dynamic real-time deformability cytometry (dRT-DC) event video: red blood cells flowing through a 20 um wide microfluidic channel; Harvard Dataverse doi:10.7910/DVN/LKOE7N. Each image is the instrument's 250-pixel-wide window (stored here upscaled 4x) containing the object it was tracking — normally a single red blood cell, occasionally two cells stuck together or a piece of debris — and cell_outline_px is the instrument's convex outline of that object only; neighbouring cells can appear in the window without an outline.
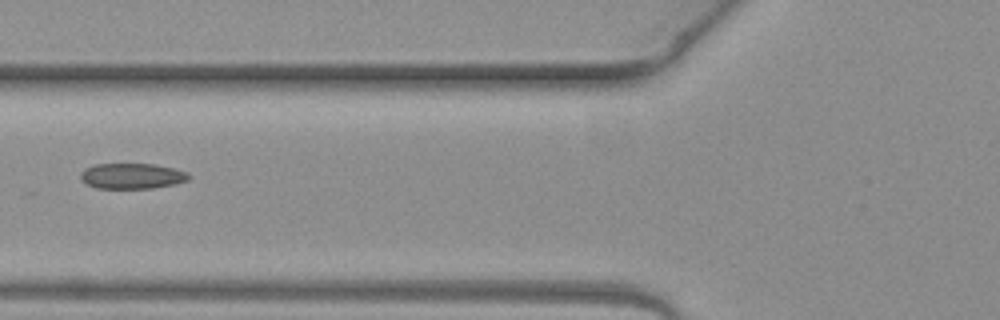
{"species": "common noctule bat (a hibernating species)", "species_latin": "Nyctalus noctula", "temperature_condition": "warm", "stored_images_in_passage": 6, "camera_frame_rate_fps": 3000, "um_per_image_px": 0.085, "animal": {"sex": "female", "body_mass_g": 19.3, "forearm_length_mm": 54.1}, "frame": {"image": 1, "passage_image": 6, "time_ms": 1.667, "image_size_px": [1000, 320], "cell_outline_px": [[192, 176], [188, 180], [176, 184], [152, 188], [96, 188], [80, 180], [80, 172], [84, 168], [96, 164], [152, 164], [172, 168], [188, 172]], "centroid_in_image_um": [11.22, 14.96], "position_along_channel_um": 114.6, "area_um2": 16.18}}